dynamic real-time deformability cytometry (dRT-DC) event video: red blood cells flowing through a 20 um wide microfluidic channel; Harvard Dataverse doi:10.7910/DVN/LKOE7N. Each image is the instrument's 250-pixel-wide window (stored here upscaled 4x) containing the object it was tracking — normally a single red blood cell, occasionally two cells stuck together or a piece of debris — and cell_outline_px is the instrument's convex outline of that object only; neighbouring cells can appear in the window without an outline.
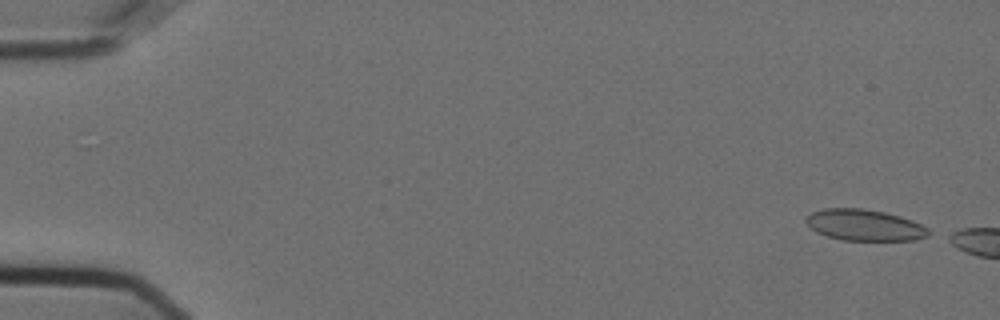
{"species": "Egyptian fruit bat (a non-hibernating species)", "species_latin": "Rousettus aegyptiacus", "temperature_condition": "cold", "stored_images_in_passage": 5, "camera_frame_rate_fps": 3000, "um_per_image_px": 0.085, "animal": {"sex": "female"}, "frame": {"image": 1, "passage_image": 1, "time_ms": 0.0, "image_size_px": [1000, 320], "cell_outline_px": [[928, 236], [916, 240], [844, 240], [828, 236], [816, 232], [804, 220], [812, 212], [824, 208], [860, 208], [884, 212], [900, 216], [912, 220], [928, 228]], "centroid_in_image_um": [73.48, 19.13], "position_along_channel_um": 11.5, "area_um2": 22.14}}